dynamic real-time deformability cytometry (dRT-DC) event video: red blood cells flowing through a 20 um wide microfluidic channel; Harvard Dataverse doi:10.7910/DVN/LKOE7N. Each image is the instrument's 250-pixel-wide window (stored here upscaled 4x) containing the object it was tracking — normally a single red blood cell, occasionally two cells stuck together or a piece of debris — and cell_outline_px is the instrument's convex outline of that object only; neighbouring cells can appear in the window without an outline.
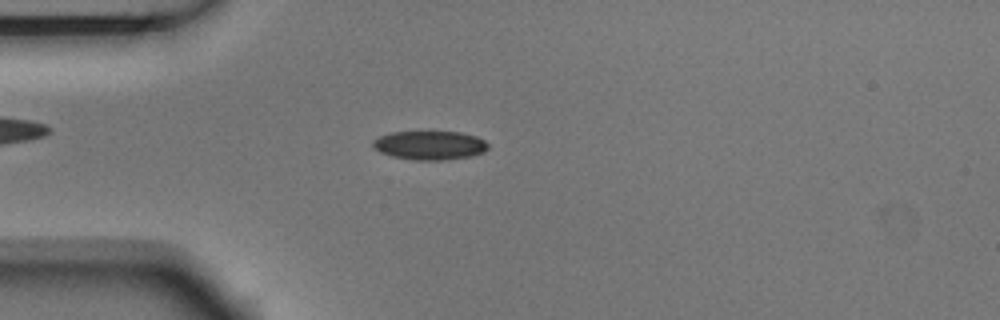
{"species": "Egyptian fruit bat (a non-hibernating species)", "species_latin": "Rousettus aegyptiacus", "temperature_condition": "room temperature", "stored_images_in_passage": 1, "camera_frame_rate_fps": 3000, "um_per_image_px": 0.085, "animal": {"sex": "male"}, "frame": {"image": 1, "passage_image": 1, "time_ms": 0.0, "image_size_px": [1000, 320], "cell_outline_px": [[488, 148], [484, 152], [472, 156], [440, 160], [416, 160], [392, 156], [380, 152], [372, 148], [372, 140], [380, 136], [392, 132], [460, 132], [476, 136], [484, 140], [488, 144]], "centroid_in_image_um": [36.52, 12.35], "position_along_channel_um": 48.5, "area_um2": 19.36}}